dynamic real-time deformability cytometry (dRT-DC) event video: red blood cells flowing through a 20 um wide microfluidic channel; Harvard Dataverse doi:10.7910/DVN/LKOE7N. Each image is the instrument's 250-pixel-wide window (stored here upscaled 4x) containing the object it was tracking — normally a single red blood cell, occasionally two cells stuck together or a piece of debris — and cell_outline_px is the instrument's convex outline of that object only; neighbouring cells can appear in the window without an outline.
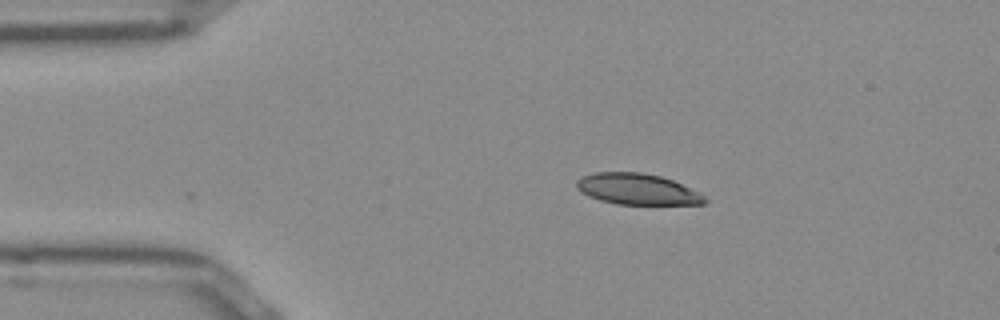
{"species": "Egyptian fruit bat (a non-hibernating species)", "species_latin": "Rousettus aegyptiacus", "temperature_condition": "room temperature", "stored_images_in_passage": 2, "camera_frame_rate_fps": 3000, "um_per_image_px": 0.085, "frame": {"image": 1, "passage_image": 2, "time_ms": 0.333, "image_size_px": [1000, 320], "cell_outline_px": [[708, 200], [704, 204], [616, 204], [600, 200], [588, 196], [576, 188], [576, 180], [584, 176], [596, 172], [640, 172], [660, 176], [672, 180], [704, 196]], "centroid_in_image_um": [54.12, 16.08], "position_along_channel_um": 30.9, "area_um2": 22.89}}